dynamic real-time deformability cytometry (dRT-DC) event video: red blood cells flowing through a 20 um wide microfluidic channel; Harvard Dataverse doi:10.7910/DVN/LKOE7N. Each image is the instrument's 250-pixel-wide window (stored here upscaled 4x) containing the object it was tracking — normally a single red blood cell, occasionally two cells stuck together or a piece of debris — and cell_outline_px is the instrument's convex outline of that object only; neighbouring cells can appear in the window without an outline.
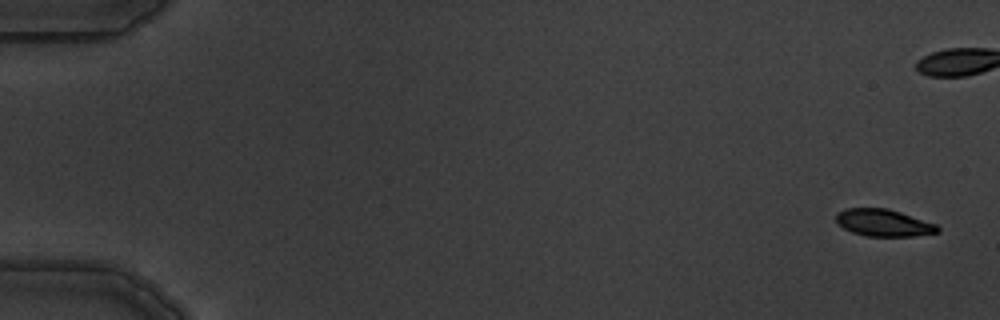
{"species": "common noctule bat (a hibernating species)", "species_latin": "Nyctalus noctula", "temperature_condition": "warm", "stored_images_in_passage": 7, "camera_frame_rate_fps": 3000, "um_per_image_px": 0.085, "animal": {"sex": "male", "body_mass_g": 19.5, "forearm_length_mm": 54.6}, "frame": {"image": 1, "passage_image": 1, "time_ms": 0.0, "image_size_px": [1000, 320], "cell_outline_px": [[940, 232], [912, 236], [864, 236], [852, 232], [844, 228], [836, 220], [836, 212], [848, 208], [888, 208], [936, 224], [940, 228]], "centroid_in_image_um": [75.1, 18.94], "position_along_channel_um": 9.9, "area_um2": 15.95}}
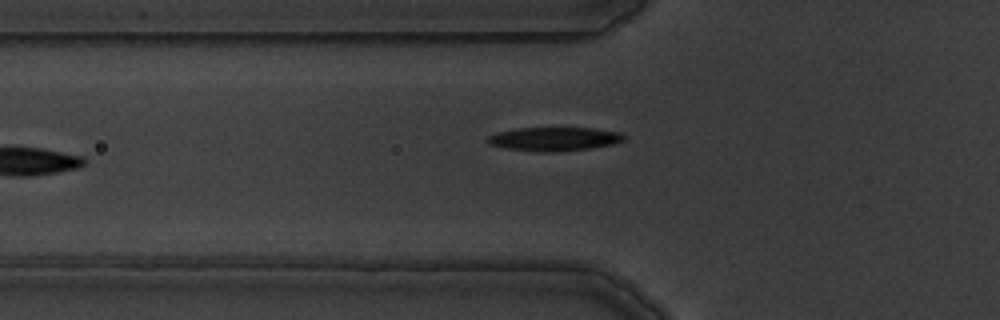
{"frame": {"image": 2, "passage_image": 7, "time_ms": 7.0, "image_size_px": [1000, 320], "cell_outline_px": [[628, 136], [624, 140], [612, 144], [588, 148], [552, 152], [540, 152], [508, 148], [488, 144], [484, 140], [488, 136], [496, 132], [520, 128], [592, 128], [620, 132]], "centroid_in_image_um": [47.1, 11.8], "position_along_channel_um": 78.7, "area_um2": 18.79}}